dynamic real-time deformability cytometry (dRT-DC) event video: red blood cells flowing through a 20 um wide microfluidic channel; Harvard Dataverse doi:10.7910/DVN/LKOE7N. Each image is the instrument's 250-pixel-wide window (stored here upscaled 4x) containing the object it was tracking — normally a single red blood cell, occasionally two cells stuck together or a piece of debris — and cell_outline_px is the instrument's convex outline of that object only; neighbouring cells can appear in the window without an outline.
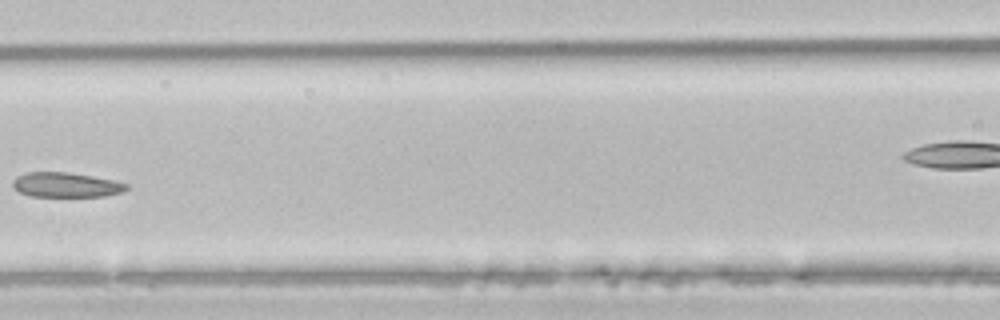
{"species": "common noctule bat (a hibernating species)", "species_latin": "Nyctalus noctula", "temperature_condition": "room temperature", "stored_images_in_passage": 7, "segment_of_instrument_passage": [1, 2], "camera_frame_rate_fps": 3000, "um_per_image_px": 0.085, "animal": {"sex": "male", "body_mass_g": 21.5, "forearm_length_mm": 52.0}, "frame": {"image": 1, "passage_image": 6, "time_ms": 1.667, "image_size_px": [1000, 320], "cell_outline_px": [[128, 188], [124, 192], [104, 196], [32, 196], [20, 192], [12, 188], [12, 180], [16, 176], [28, 172], [68, 172], [116, 180], [128, 184]], "centroid_in_image_um": [5.61, 15.71], "position_along_channel_um": 161.0, "area_um2": 16.53}}